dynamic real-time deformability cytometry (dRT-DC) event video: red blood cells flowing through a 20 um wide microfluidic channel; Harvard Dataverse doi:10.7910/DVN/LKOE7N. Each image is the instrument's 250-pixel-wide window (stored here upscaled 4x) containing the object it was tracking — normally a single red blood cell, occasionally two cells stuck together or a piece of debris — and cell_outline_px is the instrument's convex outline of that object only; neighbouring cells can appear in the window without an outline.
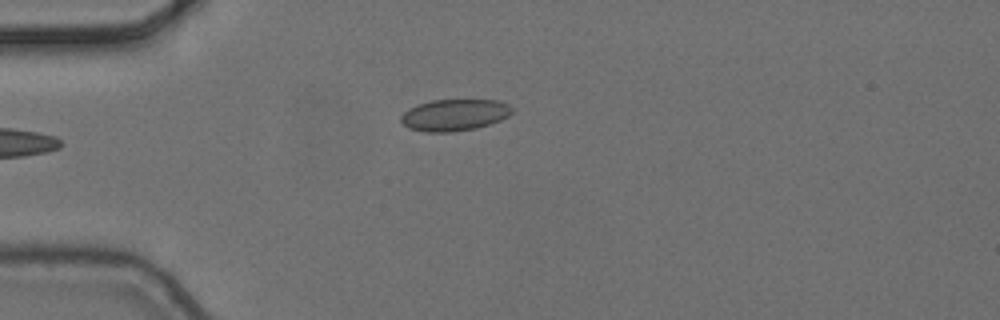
{"species": "common noctule bat (a hibernating species)", "species_latin": "Nyctalus noctula", "temperature_condition": "cold", "stored_images_in_passage": 5, "camera_frame_rate_fps": 3000, "um_per_image_px": 0.085, "animal": {"sex": "female", "body_mass_g": 24.6, "forearm_length_mm": 56.2}, "frame": {"image": 1, "passage_image": 5, "time_ms": 1.333, "image_size_px": [1000, 320], "cell_outline_px": [[512, 112], [508, 116], [500, 120], [476, 128], [452, 132], [424, 132], [408, 128], [400, 120], [400, 116], [408, 108], [416, 104], [432, 100], [496, 100], [508, 104], [512, 108]], "centroid_in_image_um": [38.59, 9.77], "position_along_channel_um": 46.4, "area_um2": 20.52}}